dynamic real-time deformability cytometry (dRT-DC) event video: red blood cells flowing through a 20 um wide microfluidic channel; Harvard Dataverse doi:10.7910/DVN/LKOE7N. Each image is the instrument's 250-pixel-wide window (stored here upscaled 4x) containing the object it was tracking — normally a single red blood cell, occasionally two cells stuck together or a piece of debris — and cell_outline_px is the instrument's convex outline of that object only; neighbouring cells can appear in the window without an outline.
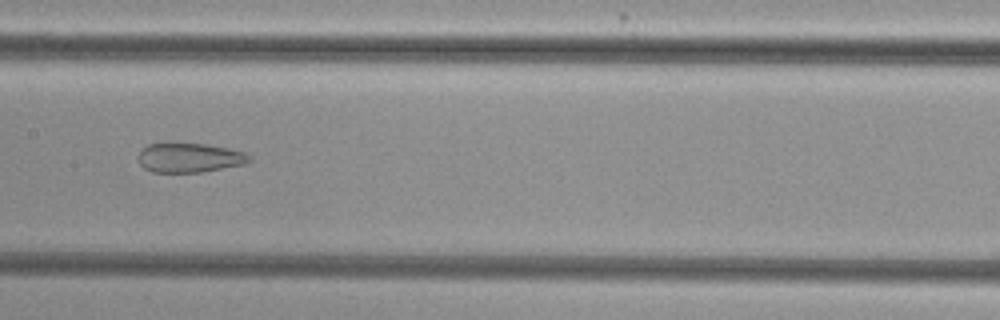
{"species": "common noctule bat (a hibernating species)", "species_latin": "Nyctalus noctula", "temperature_condition": "cold", "stored_images_in_passage": 40, "camera_frame_rate_fps": 3000, "um_per_image_px": 0.085, "animal": {"sex": "female", "body_mass_g": 29.2, "forearm_length_mm": 56.3}, "frame": {"image": 1, "passage_image": 14, "time_ms": 4.333, "image_size_px": [1000, 320], "cell_outline_px": [[252, 160], [248, 164], [200, 172], [152, 172], [144, 168], [140, 164], [136, 156], [140, 148], [148, 144], [204, 144], [228, 148], [244, 152]], "centroid_in_image_um": [16.08, 13.42], "position_along_channel_um": 191.3, "area_um2": 19.07}}
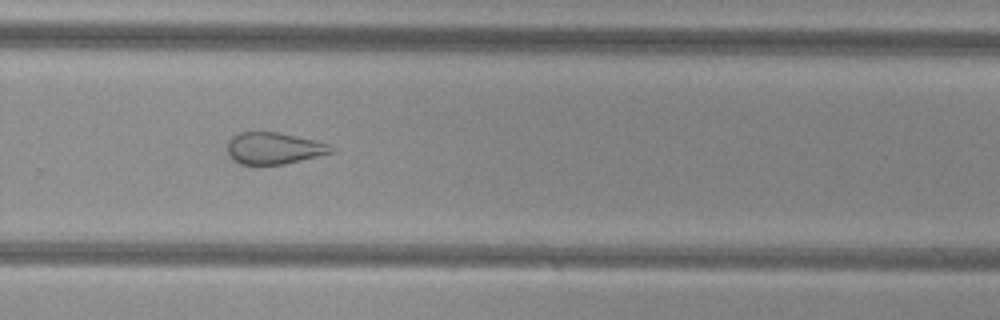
{"frame": {"image": 2, "passage_image": 23, "time_ms": 7.333, "image_size_px": [1000, 320], "cell_outline_px": [[336, 152], [284, 164], [240, 164], [232, 160], [228, 156], [228, 140], [232, 136], [240, 132], [276, 132], [312, 140], [328, 144], [336, 148]], "centroid_in_image_um": [23.27, 12.61], "position_along_channel_um": 306.5, "area_um2": 19.13}}
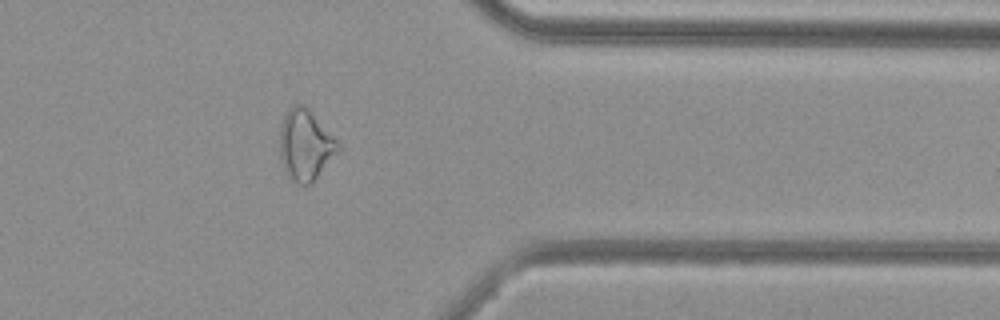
{"frame": {"image": 3, "passage_image": 30, "time_ms": 9.667, "image_size_px": [1000, 320], "cell_outline_px": [[340, 152], [312, 184], [300, 184], [292, 180], [284, 172], [280, 156], [280, 124], [288, 108], [292, 104], [304, 104], [312, 112], [340, 144]], "centroid_in_image_um": [25.96, 12.34], "position_along_channel_um": 385.4, "area_um2": 24.45}, "authors_computed_cell_mechanics": {"area_um2": 23.0333, "velocity_mm_per_s": 3.8454, "shape_relaxation_time_tau1_ms": null, "shape_relaxation_time_tau2_ms": 2.477, "deformation_change_tau1": null, "deformation_change_tau2": 0.1126}}